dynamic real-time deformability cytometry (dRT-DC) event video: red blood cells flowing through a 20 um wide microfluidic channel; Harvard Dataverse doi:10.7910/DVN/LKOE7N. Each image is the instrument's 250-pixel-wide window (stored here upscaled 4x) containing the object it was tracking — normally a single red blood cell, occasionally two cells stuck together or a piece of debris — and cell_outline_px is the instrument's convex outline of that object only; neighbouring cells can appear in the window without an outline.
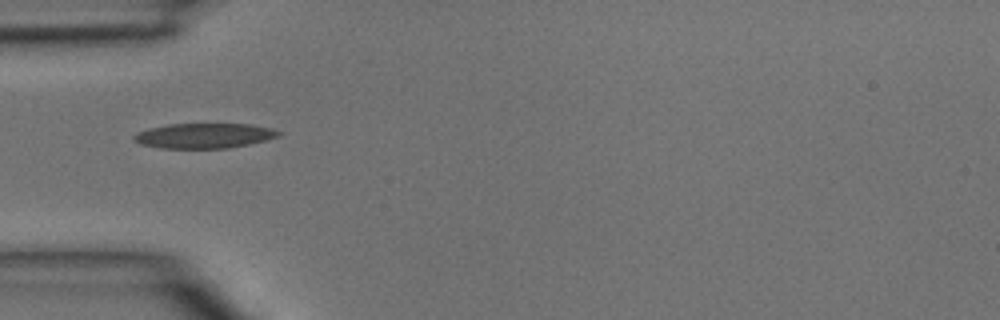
{"species": "common noctule bat (a hibernating species)", "species_latin": "Nyctalus noctula", "temperature_condition": "room temperature", "stored_images_in_passage": 2, "camera_frame_rate_fps": 3000, "um_per_image_px": 0.085, "animal": {"sex": "male", "body_mass_g": 15.6}, "frame": {"image": 1, "passage_image": 1, "time_ms": 0.0, "image_size_px": [1000, 320], "cell_outline_px": [[284, 132], [280, 136], [248, 144], [228, 148], [160, 148], [140, 144], [132, 140], [132, 136], [136, 132], [148, 128], [168, 124], [252, 124], [272, 128]], "centroid_in_image_um": [17.33, 11.53], "position_along_channel_um": 67.7, "area_um2": 21.27}}